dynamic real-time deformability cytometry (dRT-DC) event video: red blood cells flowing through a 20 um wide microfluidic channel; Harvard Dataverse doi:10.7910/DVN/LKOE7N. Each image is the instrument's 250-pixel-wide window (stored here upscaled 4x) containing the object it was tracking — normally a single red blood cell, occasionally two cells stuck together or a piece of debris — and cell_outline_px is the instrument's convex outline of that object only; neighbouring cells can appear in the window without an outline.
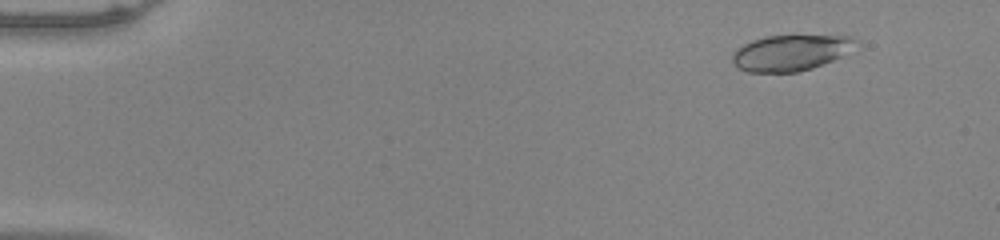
{"species": "common noctule bat (a hibernating species)", "species_latin": "Nyctalus noctula", "temperature_condition": "warm", "stored_images_in_passage": 53, "camera_frame_rate_fps": 3000, "um_per_image_px": 0.085, "animal": {"sex": "male", "body_mass_g": 20.0, "forearm_length_mm": 53.3}, "frame": {"image": 1, "passage_image": 6, "time_ms": 1.667, "image_size_px": [1000, 240], "cell_outline_px": [[860, 44], [840, 56], [832, 60], [812, 68], [796, 72], [748, 72], [736, 68], [732, 64], [732, 56], [736, 48], [752, 40], [768, 36], [796, 32], [852, 36], [860, 40]], "centroid_in_image_um": [67.25, 4.41], "position_along_channel_um": 17.7, "area_um2": 27.05}}
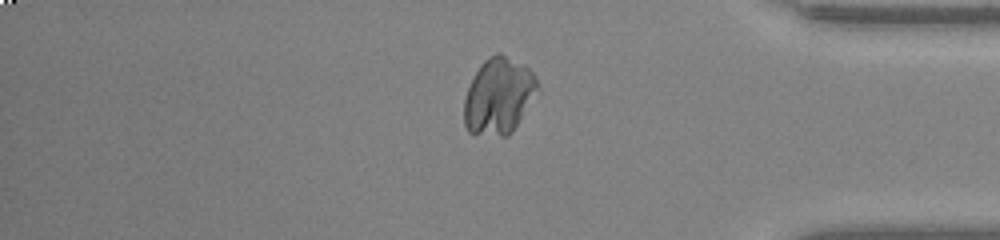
{"frame": {"image": 2, "passage_image": 45, "time_ms": 14.667, "image_size_px": [1000, 240], "cell_outline_px": [[540, 92], [512, 132], [508, 136], [500, 136], [468, 132], [464, 124], [464, 100], [468, 88], [480, 64], [484, 60], [496, 52], [500, 52], [524, 64], [532, 72], [540, 88]], "centroid_in_image_um": [42.42, 8.15], "position_along_channel_um": 392.8, "area_um2": 33.0}}
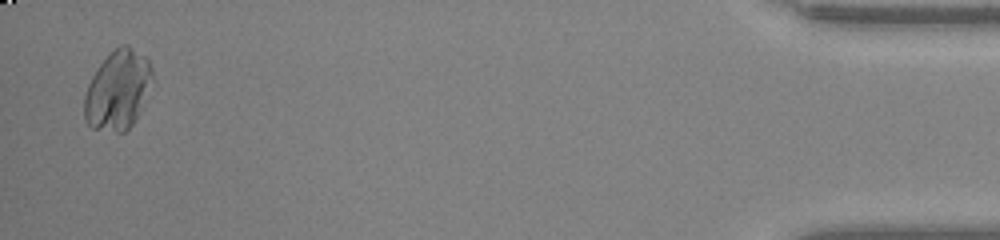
{"frame": {"image": 3, "passage_image": 52, "time_ms": 17.0, "image_size_px": [1000, 240], "cell_outline_px": [[152, 76], [140, 108], [132, 124], [124, 132], [116, 132], [92, 128], [84, 120], [84, 96], [88, 84], [92, 76], [100, 64], [112, 48], [120, 44], [128, 44], [144, 56], [148, 60], [152, 68]], "centroid_in_image_um": [9.96, 7.62], "position_along_channel_um": 425.2, "area_um2": 31.1}}